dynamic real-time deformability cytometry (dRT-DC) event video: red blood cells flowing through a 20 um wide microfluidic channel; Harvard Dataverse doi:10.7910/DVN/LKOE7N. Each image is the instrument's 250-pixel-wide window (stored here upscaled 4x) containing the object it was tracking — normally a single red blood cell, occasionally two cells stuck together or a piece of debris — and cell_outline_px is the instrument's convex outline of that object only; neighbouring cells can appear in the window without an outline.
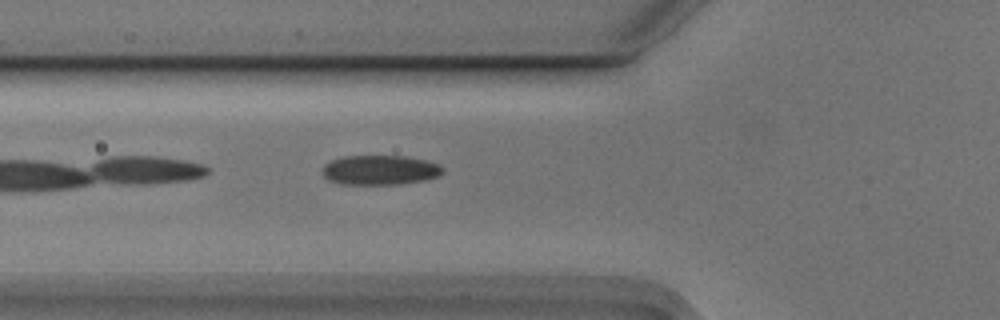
{"species": "Egyptian fruit bat (a non-hibernating species)", "species_latin": "Rousettus aegyptiacus", "temperature_condition": "cold", "stored_images_in_passage": 6, "camera_frame_rate_fps": 3000, "um_per_image_px": 0.085, "animal": {"sex": "male"}, "frame": {"image": 1, "passage_image": 6, "time_ms": 1.667, "image_size_px": [1000, 320], "cell_outline_px": [[444, 172], [440, 176], [424, 180], [400, 184], [344, 184], [328, 180], [320, 172], [320, 168], [324, 164], [332, 160], [344, 156], [408, 156], [440, 164], [444, 168]], "centroid_in_image_um": [32.3, 14.45], "position_along_channel_um": 93.5, "area_um2": 21.04}}